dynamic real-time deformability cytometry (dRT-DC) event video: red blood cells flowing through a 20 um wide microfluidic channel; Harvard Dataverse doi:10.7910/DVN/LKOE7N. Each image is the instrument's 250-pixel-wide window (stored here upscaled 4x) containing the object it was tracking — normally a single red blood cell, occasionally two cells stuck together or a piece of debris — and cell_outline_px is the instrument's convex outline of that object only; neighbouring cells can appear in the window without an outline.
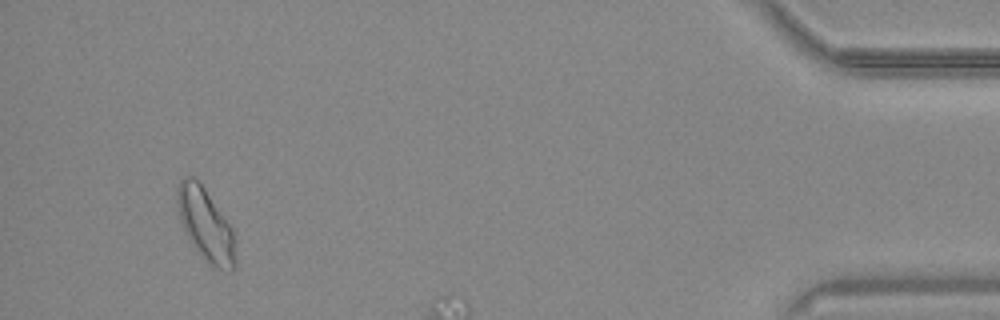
{"species": "common noctule bat (a hibernating species)", "species_latin": "Nyctalus noctula", "temperature_condition": "warm", "stored_images_in_passage": 55, "camera_frame_rate_fps": 3000, "um_per_image_px": 0.085, "animal": {"sex": "male", "body_mass_g": 20.4}, "frame": {"image": 1, "passage_image": 52, "time_ms": 17.0, "image_size_px": [1000, 320], "cell_outline_px": [[236, 264], [232, 272], [228, 272], [216, 268], [208, 264], [196, 248], [188, 236], [180, 220], [176, 200], [176, 188], [180, 180], [184, 176], [192, 176], [204, 188], [232, 228], [236, 260]], "centroid_in_image_um": [17.48, 19.11], "position_along_channel_um": 417.7, "area_um2": 24.28}}